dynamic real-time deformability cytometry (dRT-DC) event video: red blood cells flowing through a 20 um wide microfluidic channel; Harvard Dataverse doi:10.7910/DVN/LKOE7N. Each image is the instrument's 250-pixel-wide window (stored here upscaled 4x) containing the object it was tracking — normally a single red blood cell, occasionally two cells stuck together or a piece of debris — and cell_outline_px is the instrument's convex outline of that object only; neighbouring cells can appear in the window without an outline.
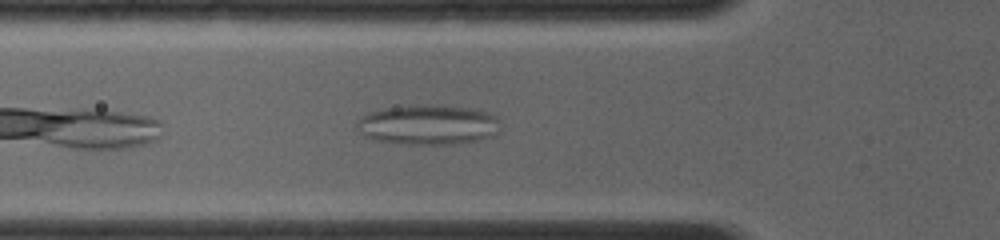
{"species": "common noctule bat (a hibernating species)", "species_latin": "Nyctalus noctula", "temperature_condition": "room temperature", "stored_images_in_passage": 28, "camera_frame_rate_fps": 4000, "um_per_image_px": 0.085, "animal": {"sex": "female", "body_mass_g": 19.0, "forearm_length_mm": 56.7}, "frame": {"image": 1, "passage_image": 8, "time_ms": 1.5, "image_size_px": [1000, 240], "cell_outline_px": [[500, 132], [496, 136], [480, 140], [452, 144], [408, 144], [376, 140], [364, 136], [356, 128], [356, 124], [364, 116], [372, 112], [384, 108], [416, 104], [432, 104], [472, 108], [488, 112], [496, 116], [500, 120]], "centroid_in_image_um": [36.47, 10.6], "position_along_channel_um": 89.3, "area_um2": 33.81}}
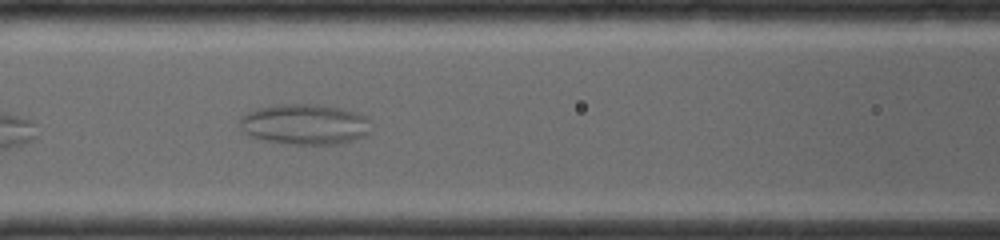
{"frame": {"image": 2, "passage_image": 14, "time_ms": 2.75, "image_size_px": [1000, 240], "cell_outline_px": [[368, 136], [340, 144], [280, 144], [248, 136], [244, 132], [240, 124], [240, 116], [248, 112], [260, 108], [284, 104], [316, 104], [344, 108], [368, 116]], "centroid_in_image_um": [25.92, 10.58], "position_along_channel_um": 140.7, "area_um2": 31.27}}
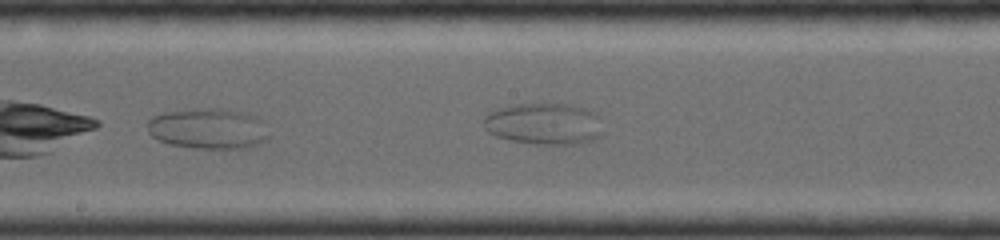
{"frame": {"image": 3, "passage_image": 21, "time_ms": 4.25, "image_size_px": [1000, 240], "cell_outline_px": [[268, 140], [260, 144], [248, 148], [192, 148], [168, 144], [152, 136], [148, 132], [148, 120], [152, 116], [164, 112], [192, 108], [220, 108], [240, 112], [256, 116], [264, 120], [268, 136]], "centroid_in_image_um": [17.71, 10.93], "position_along_channel_um": 230.5, "area_um2": 29.13}}